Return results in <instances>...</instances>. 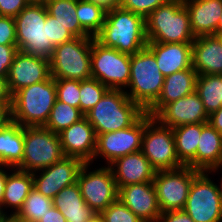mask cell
<instances>
[{"mask_svg": "<svg viewBox=\"0 0 222 222\" xmlns=\"http://www.w3.org/2000/svg\"><path fill=\"white\" fill-rule=\"evenodd\" d=\"M192 67L198 75H222V43L217 36L195 37Z\"/></svg>", "mask_w": 222, "mask_h": 222, "instance_id": "cell-23", "label": "cell"}, {"mask_svg": "<svg viewBox=\"0 0 222 222\" xmlns=\"http://www.w3.org/2000/svg\"><path fill=\"white\" fill-rule=\"evenodd\" d=\"M202 123L184 124L172 129L176 153L184 166L196 169V151L200 140Z\"/></svg>", "mask_w": 222, "mask_h": 222, "instance_id": "cell-29", "label": "cell"}, {"mask_svg": "<svg viewBox=\"0 0 222 222\" xmlns=\"http://www.w3.org/2000/svg\"><path fill=\"white\" fill-rule=\"evenodd\" d=\"M195 37L215 35L222 12V0H183Z\"/></svg>", "mask_w": 222, "mask_h": 222, "instance_id": "cell-22", "label": "cell"}, {"mask_svg": "<svg viewBox=\"0 0 222 222\" xmlns=\"http://www.w3.org/2000/svg\"><path fill=\"white\" fill-rule=\"evenodd\" d=\"M199 172L189 166L175 170L156 171L153 184L161 213L183 210L190 185Z\"/></svg>", "mask_w": 222, "mask_h": 222, "instance_id": "cell-13", "label": "cell"}, {"mask_svg": "<svg viewBox=\"0 0 222 222\" xmlns=\"http://www.w3.org/2000/svg\"><path fill=\"white\" fill-rule=\"evenodd\" d=\"M50 77V60L18 51L8 72V89L13 95L21 88L42 82Z\"/></svg>", "mask_w": 222, "mask_h": 222, "instance_id": "cell-16", "label": "cell"}, {"mask_svg": "<svg viewBox=\"0 0 222 222\" xmlns=\"http://www.w3.org/2000/svg\"><path fill=\"white\" fill-rule=\"evenodd\" d=\"M0 222H21L14 215H5Z\"/></svg>", "mask_w": 222, "mask_h": 222, "instance_id": "cell-51", "label": "cell"}, {"mask_svg": "<svg viewBox=\"0 0 222 222\" xmlns=\"http://www.w3.org/2000/svg\"><path fill=\"white\" fill-rule=\"evenodd\" d=\"M47 32L51 44L56 47L62 43L71 41L75 36L61 25L55 17L47 13Z\"/></svg>", "mask_w": 222, "mask_h": 222, "instance_id": "cell-39", "label": "cell"}, {"mask_svg": "<svg viewBox=\"0 0 222 222\" xmlns=\"http://www.w3.org/2000/svg\"><path fill=\"white\" fill-rule=\"evenodd\" d=\"M118 199L143 222H157L161 215L153 182L120 187Z\"/></svg>", "mask_w": 222, "mask_h": 222, "instance_id": "cell-19", "label": "cell"}, {"mask_svg": "<svg viewBox=\"0 0 222 222\" xmlns=\"http://www.w3.org/2000/svg\"><path fill=\"white\" fill-rule=\"evenodd\" d=\"M57 100L55 79L26 86L12 95L11 120L22 127L44 126Z\"/></svg>", "mask_w": 222, "mask_h": 222, "instance_id": "cell-3", "label": "cell"}, {"mask_svg": "<svg viewBox=\"0 0 222 222\" xmlns=\"http://www.w3.org/2000/svg\"><path fill=\"white\" fill-rule=\"evenodd\" d=\"M141 151L156 171L184 166L176 153L172 128L161 125L154 117L145 126Z\"/></svg>", "mask_w": 222, "mask_h": 222, "instance_id": "cell-11", "label": "cell"}, {"mask_svg": "<svg viewBox=\"0 0 222 222\" xmlns=\"http://www.w3.org/2000/svg\"><path fill=\"white\" fill-rule=\"evenodd\" d=\"M195 92L208 116L217 111L222 106V75H198Z\"/></svg>", "mask_w": 222, "mask_h": 222, "instance_id": "cell-31", "label": "cell"}, {"mask_svg": "<svg viewBox=\"0 0 222 222\" xmlns=\"http://www.w3.org/2000/svg\"><path fill=\"white\" fill-rule=\"evenodd\" d=\"M109 90L95 78L80 81V111L85 115Z\"/></svg>", "mask_w": 222, "mask_h": 222, "instance_id": "cell-35", "label": "cell"}, {"mask_svg": "<svg viewBox=\"0 0 222 222\" xmlns=\"http://www.w3.org/2000/svg\"><path fill=\"white\" fill-rule=\"evenodd\" d=\"M30 3V0H0V16L16 17Z\"/></svg>", "mask_w": 222, "mask_h": 222, "instance_id": "cell-42", "label": "cell"}, {"mask_svg": "<svg viewBox=\"0 0 222 222\" xmlns=\"http://www.w3.org/2000/svg\"><path fill=\"white\" fill-rule=\"evenodd\" d=\"M0 104H12V95L8 89L7 77L0 76Z\"/></svg>", "mask_w": 222, "mask_h": 222, "instance_id": "cell-45", "label": "cell"}, {"mask_svg": "<svg viewBox=\"0 0 222 222\" xmlns=\"http://www.w3.org/2000/svg\"><path fill=\"white\" fill-rule=\"evenodd\" d=\"M0 44L17 45L14 17L0 16Z\"/></svg>", "mask_w": 222, "mask_h": 222, "instance_id": "cell-40", "label": "cell"}, {"mask_svg": "<svg viewBox=\"0 0 222 222\" xmlns=\"http://www.w3.org/2000/svg\"><path fill=\"white\" fill-rule=\"evenodd\" d=\"M52 200L66 222H86L96 214L84 201L78 183L66 186Z\"/></svg>", "mask_w": 222, "mask_h": 222, "instance_id": "cell-26", "label": "cell"}, {"mask_svg": "<svg viewBox=\"0 0 222 222\" xmlns=\"http://www.w3.org/2000/svg\"><path fill=\"white\" fill-rule=\"evenodd\" d=\"M14 20L18 50L50 60L55 47L48 38L44 3L31 2Z\"/></svg>", "mask_w": 222, "mask_h": 222, "instance_id": "cell-6", "label": "cell"}, {"mask_svg": "<svg viewBox=\"0 0 222 222\" xmlns=\"http://www.w3.org/2000/svg\"><path fill=\"white\" fill-rule=\"evenodd\" d=\"M197 77L193 67L165 76L158 100L146 112L154 117L165 105L195 92Z\"/></svg>", "mask_w": 222, "mask_h": 222, "instance_id": "cell-24", "label": "cell"}, {"mask_svg": "<svg viewBox=\"0 0 222 222\" xmlns=\"http://www.w3.org/2000/svg\"><path fill=\"white\" fill-rule=\"evenodd\" d=\"M215 36H217V37L219 38L220 42L222 43V33H220V34H215Z\"/></svg>", "mask_w": 222, "mask_h": 222, "instance_id": "cell-54", "label": "cell"}, {"mask_svg": "<svg viewBox=\"0 0 222 222\" xmlns=\"http://www.w3.org/2000/svg\"><path fill=\"white\" fill-rule=\"evenodd\" d=\"M108 166L118 189L130 184L153 182L156 174V170L142 151L119 157Z\"/></svg>", "mask_w": 222, "mask_h": 222, "instance_id": "cell-20", "label": "cell"}, {"mask_svg": "<svg viewBox=\"0 0 222 222\" xmlns=\"http://www.w3.org/2000/svg\"><path fill=\"white\" fill-rule=\"evenodd\" d=\"M168 1L169 0H120L119 6L146 18L157 7Z\"/></svg>", "mask_w": 222, "mask_h": 222, "instance_id": "cell-38", "label": "cell"}, {"mask_svg": "<svg viewBox=\"0 0 222 222\" xmlns=\"http://www.w3.org/2000/svg\"><path fill=\"white\" fill-rule=\"evenodd\" d=\"M92 37H75L57 45L50 58L51 76L82 81L91 74Z\"/></svg>", "mask_w": 222, "mask_h": 222, "instance_id": "cell-7", "label": "cell"}, {"mask_svg": "<svg viewBox=\"0 0 222 222\" xmlns=\"http://www.w3.org/2000/svg\"><path fill=\"white\" fill-rule=\"evenodd\" d=\"M131 55L105 47L92 37L91 74L109 89H127ZM125 87V88H124Z\"/></svg>", "mask_w": 222, "mask_h": 222, "instance_id": "cell-9", "label": "cell"}, {"mask_svg": "<svg viewBox=\"0 0 222 222\" xmlns=\"http://www.w3.org/2000/svg\"><path fill=\"white\" fill-rule=\"evenodd\" d=\"M30 1L35 3H44L47 0H30Z\"/></svg>", "mask_w": 222, "mask_h": 222, "instance_id": "cell-53", "label": "cell"}, {"mask_svg": "<svg viewBox=\"0 0 222 222\" xmlns=\"http://www.w3.org/2000/svg\"><path fill=\"white\" fill-rule=\"evenodd\" d=\"M58 136L64 156L78 158L84 163L94 162L97 135L85 116Z\"/></svg>", "mask_w": 222, "mask_h": 222, "instance_id": "cell-17", "label": "cell"}, {"mask_svg": "<svg viewBox=\"0 0 222 222\" xmlns=\"http://www.w3.org/2000/svg\"><path fill=\"white\" fill-rule=\"evenodd\" d=\"M4 168H12L10 166H0V207L2 204V199L4 195L5 185H6V179H7V171H4Z\"/></svg>", "mask_w": 222, "mask_h": 222, "instance_id": "cell-49", "label": "cell"}, {"mask_svg": "<svg viewBox=\"0 0 222 222\" xmlns=\"http://www.w3.org/2000/svg\"><path fill=\"white\" fill-rule=\"evenodd\" d=\"M17 45L0 44V76L7 77L14 57L18 52Z\"/></svg>", "mask_w": 222, "mask_h": 222, "instance_id": "cell-41", "label": "cell"}, {"mask_svg": "<svg viewBox=\"0 0 222 222\" xmlns=\"http://www.w3.org/2000/svg\"><path fill=\"white\" fill-rule=\"evenodd\" d=\"M152 118L145 112L126 129L97 135L93 160L100 155L99 157L105 158L109 165L119 157L141 151L145 126Z\"/></svg>", "mask_w": 222, "mask_h": 222, "instance_id": "cell-14", "label": "cell"}, {"mask_svg": "<svg viewBox=\"0 0 222 222\" xmlns=\"http://www.w3.org/2000/svg\"><path fill=\"white\" fill-rule=\"evenodd\" d=\"M84 117L79 108L56 100L44 125L48 130L58 134Z\"/></svg>", "mask_w": 222, "mask_h": 222, "instance_id": "cell-33", "label": "cell"}, {"mask_svg": "<svg viewBox=\"0 0 222 222\" xmlns=\"http://www.w3.org/2000/svg\"><path fill=\"white\" fill-rule=\"evenodd\" d=\"M222 168V135L209 123H202L196 151V169L217 172Z\"/></svg>", "mask_w": 222, "mask_h": 222, "instance_id": "cell-25", "label": "cell"}, {"mask_svg": "<svg viewBox=\"0 0 222 222\" xmlns=\"http://www.w3.org/2000/svg\"><path fill=\"white\" fill-rule=\"evenodd\" d=\"M95 39L105 47L133 55L147 46L145 18L120 6L106 12Z\"/></svg>", "mask_w": 222, "mask_h": 222, "instance_id": "cell-1", "label": "cell"}, {"mask_svg": "<svg viewBox=\"0 0 222 222\" xmlns=\"http://www.w3.org/2000/svg\"><path fill=\"white\" fill-rule=\"evenodd\" d=\"M220 33H222V12H221V15H220V19H219V22H218V25H217V30H216L215 34H220Z\"/></svg>", "mask_w": 222, "mask_h": 222, "instance_id": "cell-52", "label": "cell"}, {"mask_svg": "<svg viewBox=\"0 0 222 222\" xmlns=\"http://www.w3.org/2000/svg\"><path fill=\"white\" fill-rule=\"evenodd\" d=\"M145 111L121 89H109L84 116L96 135L123 130L133 125Z\"/></svg>", "mask_w": 222, "mask_h": 222, "instance_id": "cell-2", "label": "cell"}, {"mask_svg": "<svg viewBox=\"0 0 222 222\" xmlns=\"http://www.w3.org/2000/svg\"><path fill=\"white\" fill-rule=\"evenodd\" d=\"M148 42L193 43L189 14L183 0H169L145 18Z\"/></svg>", "mask_w": 222, "mask_h": 222, "instance_id": "cell-4", "label": "cell"}, {"mask_svg": "<svg viewBox=\"0 0 222 222\" xmlns=\"http://www.w3.org/2000/svg\"><path fill=\"white\" fill-rule=\"evenodd\" d=\"M106 10L88 0H76V15L80 26L92 37L102 29L106 18Z\"/></svg>", "mask_w": 222, "mask_h": 222, "instance_id": "cell-32", "label": "cell"}, {"mask_svg": "<svg viewBox=\"0 0 222 222\" xmlns=\"http://www.w3.org/2000/svg\"><path fill=\"white\" fill-rule=\"evenodd\" d=\"M38 222H66L64 215L54 206Z\"/></svg>", "mask_w": 222, "mask_h": 222, "instance_id": "cell-44", "label": "cell"}, {"mask_svg": "<svg viewBox=\"0 0 222 222\" xmlns=\"http://www.w3.org/2000/svg\"><path fill=\"white\" fill-rule=\"evenodd\" d=\"M103 7L106 11L119 7L120 0H88Z\"/></svg>", "mask_w": 222, "mask_h": 222, "instance_id": "cell-48", "label": "cell"}, {"mask_svg": "<svg viewBox=\"0 0 222 222\" xmlns=\"http://www.w3.org/2000/svg\"><path fill=\"white\" fill-rule=\"evenodd\" d=\"M219 189H220V193H221V195H222V178H221V180H220V186H219Z\"/></svg>", "mask_w": 222, "mask_h": 222, "instance_id": "cell-55", "label": "cell"}, {"mask_svg": "<svg viewBox=\"0 0 222 222\" xmlns=\"http://www.w3.org/2000/svg\"><path fill=\"white\" fill-rule=\"evenodd\" d=\"M86 222H104V219L100 213H96Z\"/></svg>", "mask_w": 222, "mask_h": 222, "instance_id": "cell-50", "label": "cell"}, {"mask_svg": "<svg viewBox=\"0 0 222 222\" xmlns=\"http://www.w3.org/2000/svg\"><path fill=\"white\" fill-rule=\"evenodd\" d=\"M10 171L12 172H10V174L7 172L6 185L0 207V210L5 215H7V212L3 210L7 207H12L11 209L14 208V212L12 210L9 215H15L33 189V175L31 172H24L16 168H11ZM4 206L6 208H4Z\"/></svg>", "mask_w": 222, "mask_h": 222, "instance_id": "cell-27", "label": "cell"}, {"mask_svg": "<svg viewBox=\"0 0 222 222\" xmlns=\"http://www.w3.org/2000/svg\"><path fill=\"white\" fill-rule=\"evenodd\" d=\"M5 216V214L0 210V221Z\"/></svg>", "mask_w": 222, "mask_h": 222, "instance_id": "cell-56", "label": "cell"}, {"mask_svg": "<svg viewBox=\"0 0 222 222\" xmlns=\"http://www.w3.org/2000/svg\"><path fill=\"white\" fill-rule=\"evenodd\" d=\"M23 154L24 127L11 120L0 130V166L16 168Z\"/></svg>", "mask_w": 222, "mask_h": 222, "instance_id": "cell-28", "label": "cell"}, {"mask_svg": "<svg viewBox=\"0 0 222 222\" xmlns=\"http://www.w3.org/2000/svg\"><path fill=\"white\" fill-rule=\"evenodd\" d=\"M104 222H143L119 199L100 213Z\"/></svg>", "mask_w": 222, "mask_h": 222, "instance_id": "cell-37", "label": "cell"}, {"mask_svg": "<svg viewBox=\"0 0 222 222\" xmlns=\"http://www.w3.org/2000/svg\"><path fill=\"white\" fill-rule=\"evenodd\" d=\"M47 13L58 20L75 37H92L81 26L76 15V0H47Z\"/></svg>", "mask_w": 222, "mask_h": 222, "instance_id": "cell-30", "label": "cell"}, {"mask_svg": "<svg viewBox=\"0 0 222 222\" xmlns=\"http://www.w3.org/2000/svg\"><path fill=\"white\" fill-rule=\"evenodd\" d=\"M146 47L154 54L164 76L192 67V43L148 42Z\"/></svg>", "mask_w": 222, "mask_h": 222, "instance_id": "cell-21", "label": "cell"}, {"mask_svg": "<svg viewBox=\"0 0 222 222\" xmlns=\"http://www.w3.org/2000/svg\"><path fill=\"white\" fill-rule=\"evenodd\" d=\"M157 222H194L184 210H174L161 213Z\"/></svg>", "mask_w": 222, "mask_h": 222, "instance_id": "cell-43", "label": "cell"}, {"mask_svg": "<svg viewBox=\"0 0 222 222\" xmlns=\"http://www.w3.org/2000/svg\"><path fill=\"white\" fill-rule=\"evenodd\" d=\"M209 174V171H200L190 185L183 210L194 222L222 221V195Z\"/></svg>", "mask_w": 222, "mask_h": 222, "instance_id": "cell-10", "label": "cell"}, {"mask_svg": "<svg viewBox=\"0 0 222 222\" xmlns=\"http://www.w3.org/2000/svg\"><path fill=\"white\" fill-rule=\"evenodd\" d=\"M208 123L222 135V106L208 116Z\"/></svg>", "mask_w": 222, "mask_h": 222, "instance_id": "cell-46", "label": "cell"}, {"mask_svg": "<svg viewBox=\"0 0 222 222\" xmlns=\"http://www.w3.org/2000/svg\"><path fill=\"white\" fill-rule=\"evenodd\" d=\"M164 78L154 54L145 47L131 55L130 92L126 90L125 93L146 112L158 100Z\"/></svg>", "mask_w": 222, "mask_h": 222, "instance_id": "cell-5", "label": "cell"}, {"mask_svg": "<svg viewBox=\"0 0 222 222\" xmlns=\"http://www.w3.org/2000/svg\"><path fill=\"white\" fill-rule=\"evenodd\" d=\"M64 157L58 134L44 126L24 127V154L16 169L36 172Z\"/></svg>", "mask_w": 222, "mask_h": 222, "instance_id": "cell-8", "label": "cell"}, {"mask_svg": "<svg viewBox=\"0 0 222 222\" xmlns=\"http://www.w3.org/2000/svg\"><path fill=\"white\" fill-rule=\"evenodd\" d=\"M154 118L163 126L208 123V114L196 92L165 105Z\"/></svg>", "mask_w": 222, "mask_h": 222, "instance_id": "cell-18", "label": "cell"}, {"mask_svg": "<svg viewBox=\"0 0 222 222\" xmlns=\"http://www.w3.org/2000/svg\"><path fill=\"white\" fill-rule=\"evenodd\" d=\"M57 100L80 109V81L54 78Z\"/></svg>", "mask_w": 222, "mask_h": 222, "instance_id": "cell-36", "label": "cell"}, {"mask_svg": "<svg viewBox=\"0 0 222 222\" xmlns=\"http://www.w3.org/2000/svg\"><path fill=\"white\" fill-rule=\"evenodd\" d=\"M52 206V199L33 188L14 216L21 222H38Z\"/></svg>", "mask_w": 222, "mask_h": 222, "instance_id": "cell-34", "label": "cell"}, {"mask_svg": "<svg viewBox=\"0 0 222 222\" xmlns=\"http://www.w3.org/2000/svg\"><path fill=\"white\" fill-rule=\"evenodd\" d=\"M90 163H84L77 179L86 204L101 213L118 199V188L109 166L89 171Z\"/></svg>", "mask_w": 222, "mask_h": 222, "instance_id": "cell-12", "label": "cell"}, {"mask_svg": "<svg viewBox=\"0 0 222 222\" xmlns=\"http://www.w3.org/2000/svg\"><path fill=\"white\" fill-rule=\"evenodd\" d=\"M11 104H0V130L11 121Z\"/></svg>", "mask_w": 222, "mask_h": 222, "instance_id": "cell-47", "label": "cell"}, {"mask_svg": "<svg viewBox=\"0 0 222 222\" xmlns=\"http://www.w3.org/2000/svg\"><path fill=\"white\" fill-rule=\"evenodd\" d=\"M83 164L78 158L64 156L51 166L32 173L33 188L53 199L63 188L77 183ZM38 172L41 173L38 175Z\"/></svg>", "mask_w": 222, "mask_h": 222, "instance_id": "cell-15", "label": "cell"}]
</instances>
